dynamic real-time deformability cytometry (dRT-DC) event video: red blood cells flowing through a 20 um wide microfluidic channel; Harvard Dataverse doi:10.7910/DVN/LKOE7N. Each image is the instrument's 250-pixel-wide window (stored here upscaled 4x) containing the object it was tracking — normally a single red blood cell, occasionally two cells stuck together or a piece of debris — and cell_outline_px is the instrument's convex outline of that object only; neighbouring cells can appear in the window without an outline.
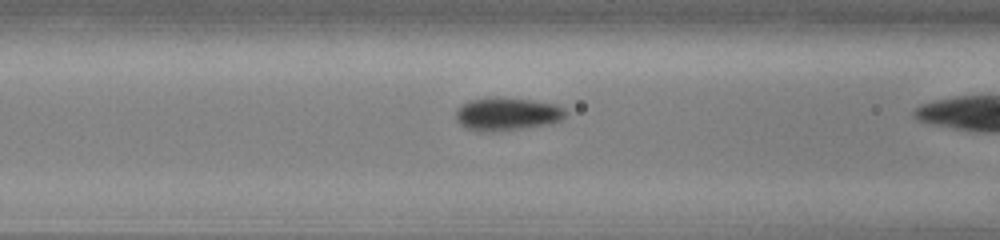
{"species": "common noctule bat (a hibernating species)", "species_latin": "Nyctalus noctula", "temperature_condition": "cold", "stored_images_in_passage": 41, "camera_frame_rate_fps": 3000, "um_per_image_px": 0.085, "animal": {"sex": "male", "body_mass_g": 13.0, "forearm_length_mm": 53.1}, "frame": {"image": 1, "passage_image": 20, "time_ms": 6.333, "image_size_px": [1000, 240], "cell_outline_px": [[564, 116], [560, 120], [548, 124], [524, 128], [484, 132], [480, 132], [464, 128], [456, 120], [456, 108], [460, 104], [468, 100], [484, 96], [496, 96], [532, 100], [556, 104], [564, 108]], "centroid_in_image_um": [43.01, 9.66], "position_along_channel_um": 123.6, "area_um2": 21.5}}
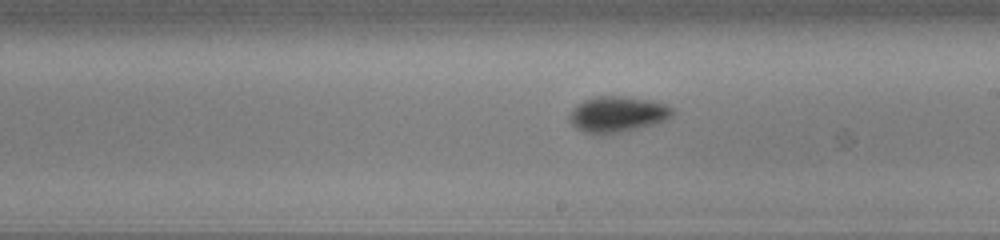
{"frame": {"image": 2, "passage_image": 29, "time_ms": 9.333, "image_size_px": [1000, 240], "cell_outline_px": [[676, 112], [668, 120], [656, 124], [620, 132], [584, 132], [576, 128], [568, 120], [568, 116], [572, 108], [576, 104], [592, 96], [624, 96], [652, 100], [664, 104], [672, 108]], "centroid_in_image_um": [52.5, 9.68], "position_along_channel_um": 236.5, "area_um2": 21.56}}
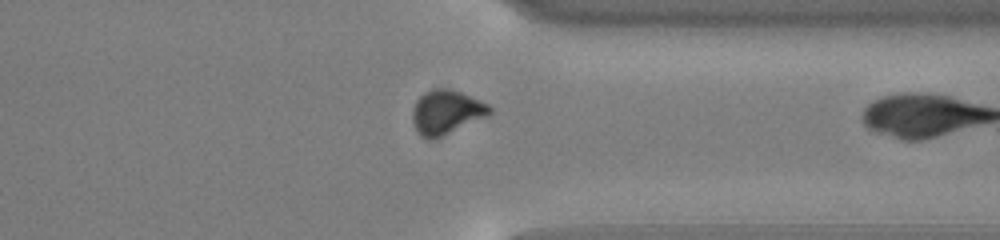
{"frame": {"image": 3, "passage_image": 40, "time_ms": 13.0, "image_size_px": [1000, 240], "cell_outline_px": [[492, 112], [488, 116], [432, 140], [420, 136], [412, 120], [412, 108], [416, 100], [424, 92], [432, 88], [448, 88], [460, 92], [480, 100], [488, 104], [492, 108]], "centroid_in_image_um": [37.92, 9.52], "position_along_channel_um": 373.5, "area_um2": 19.88}}